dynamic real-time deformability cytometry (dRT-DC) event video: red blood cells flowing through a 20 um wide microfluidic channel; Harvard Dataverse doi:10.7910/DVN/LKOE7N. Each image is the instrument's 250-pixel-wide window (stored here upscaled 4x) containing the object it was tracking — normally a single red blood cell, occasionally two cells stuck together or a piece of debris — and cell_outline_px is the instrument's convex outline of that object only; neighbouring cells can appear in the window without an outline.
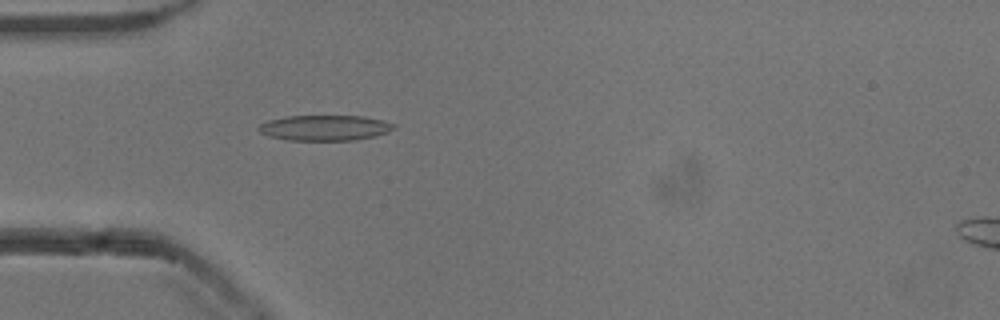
{"species": "common noctule bat (a hibernating species)", "species_latin": "Nyctalus noctula", "temperature_condition": "cold", "stored_images_in_passage": 44, "camera_frame_rate_fps": 3000, "um_per_image_px": 0.085, "animal": {"sex": "male", "body_mass_g": 13.3}, "frame": {"image": 1, "passage_image": 7, "time_ms": 2.0, "image_size_px": [1000, 320], "cell_outline_px": [[396, 128], [388, 132], [376, 136], [356, 140], [288, 140], [268, 136], [260, 132], [256, 128], [260, 124], [268, 120], [284, 116], [364, 116], [396, 124]], "centroid_in_image_um": [27.6, 10.86], "position_along_channel_um": 57.4, "area_um2": 20.17}}
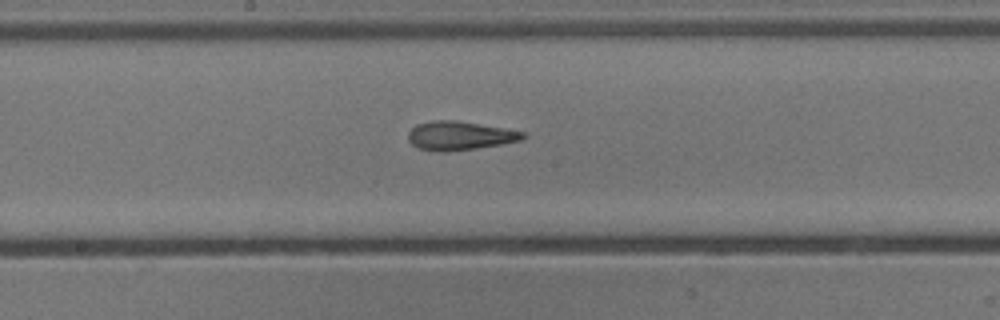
{"frame": {"image": 2, "passage_image": 19, "time_ms": 6.0, "image_size_px": [1000, 320], "cell_outline_px": [[528, 136], [520, 140], [500, 144], [476, 148], [440, 152], [420, 148], [412, 144], [408, 140], [408, 132], [416, 124], [432, 120], [456, 120], [528, 132]], "centroid_in_image_um": [39.09, 11.52], "position_along_channel_um": 209.1, "area_um2": 19.19}}
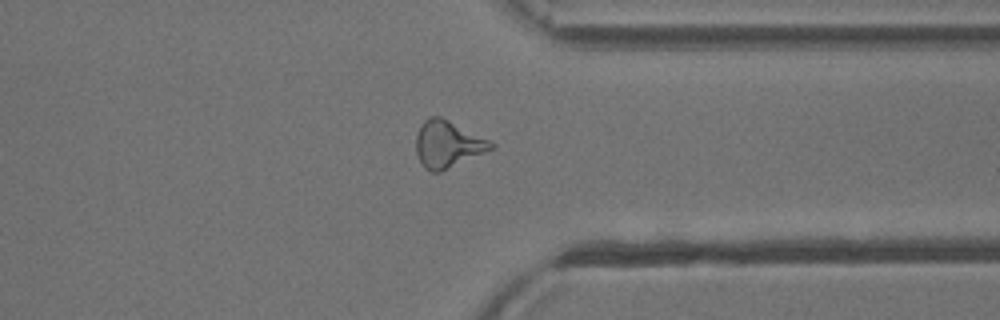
{"frame": {"image": 3, "passage_image": 32, "time_ms": 10.333, "image_size_px": [1000, 320], "cell_outline_px": [[496, 148], [440, 172], [432, 172], [424, 168], [416, 152], [416, 136], [420, 124], [428, 116], [440, 116], [496, 144]], "centroid_in_image_um": [38.04, 12.26], "position_along_channel_um": 373.4, "area_um2": 20.4}, "authors_computed_cell_mechanics": {"area_um2": 19.5075, "velocity_mm_per_s": 3.867, "shape_relaxation_time_tau1_ms": 8.6946, "shape_relaxation_time_tau2_ms": 2.9836, "deformation_change_tau1": 0.223, "deformation_change_tau2": 0.1406}}